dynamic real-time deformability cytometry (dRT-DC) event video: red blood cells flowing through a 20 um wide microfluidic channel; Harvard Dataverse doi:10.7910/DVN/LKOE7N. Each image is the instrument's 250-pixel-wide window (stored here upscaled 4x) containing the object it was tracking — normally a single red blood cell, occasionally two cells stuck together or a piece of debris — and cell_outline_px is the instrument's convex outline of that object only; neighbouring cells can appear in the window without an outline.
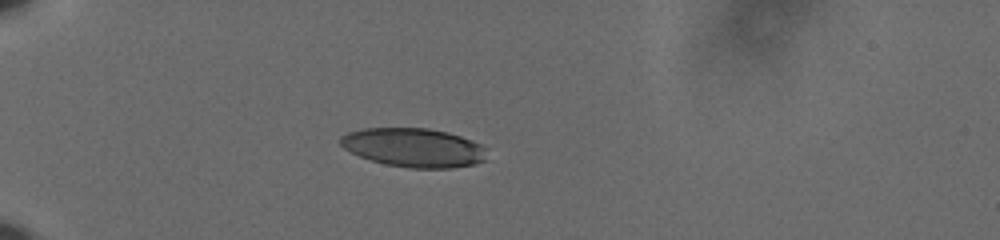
{"species": "human", "species_latin": "Homo sapiens", "temperature_condition": "cold", "stored_images_in_passage": 41, "camera_frame_rate_fps": 3000, "um_per_image_px": 0.085, "donor": {"sex": "male"}, "frame": {"image": 1, "passage_image": 1, "time_ms": 0.0, "image_size_px": [1000, 240], "cell_outline_px": [[484, 160], [472, 164], [452, 168], [408, 168], [384, 164], [360, 156], [344, 148], [340, 144], [340, 136], [348, 132], [364, 128], [428, 128], [448, 132], [472, 140], [480, 144], [484, 148]], "centroid_in_image_um": [35.13, 12.54], "position_along_channel_um": 49.9, "area_um2": 33.0}}
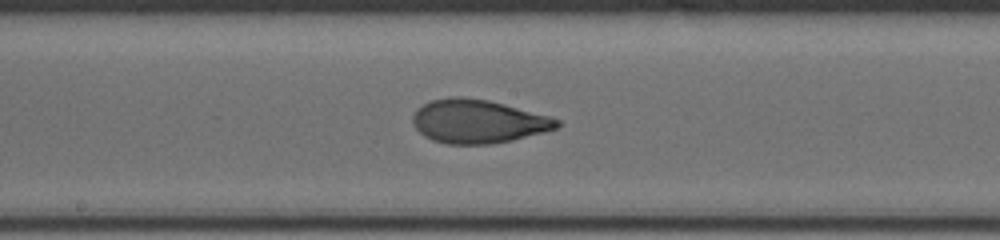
{"frame": {"image": 2, "passage_image": 17, "time_ms": 5.333, "image_size_px": [1000, 240], "cell_outline_px": [[560, 128], [512, 140], [492, 144], [444, 144], [432, 140], [424, 136], [412, 124], [412, 116], [416, 108], [432, 100], [452, 96], [460, 96], [488, 100], [504, 104], [548, 116], [560, 120]], "centroid_in_image_um": [40.61, 10.32], "position_along_channel_um": 207.6, "area_um2": 36.7}}
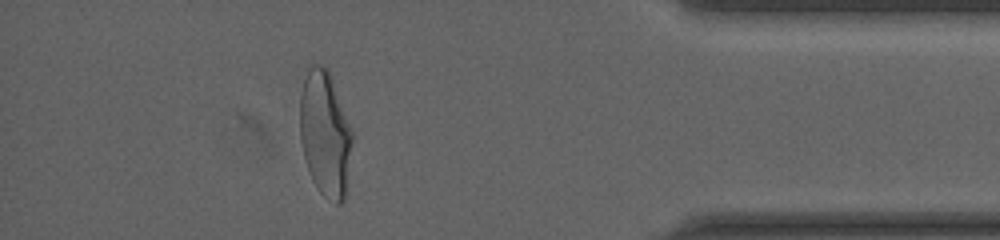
{"frame": {"image": 3, "passage_image": 36, "time_ms": 11.667, "image_size_px": [1000, 240], "cell_outline_px": [[352, 140], [344, 200], [340, 204], [336, 204], [324, 196], [316, 188], [312, 180], [304, 156], [300, 140], [300, 96], [304, 80], [308, 68], [312, 64], [320, 64], [328, 68], [352, 128]], "centroid_in_image_um": [27.63, 11.35], "position_along_channel_um": 407.6, "area_um2": 38.21}, "authors_computed_cell_mechanics": {"area_um2": 36.125, "velocity_mm_per_s": 3.6391, "shape_relaxation_time_tau1_ms": 5.0001, "shape_relaxation_time_tau2_ms": 1.2578, "deformation_change_tau1": 0.1911, "deformation_change_tau2": 0.0753}}